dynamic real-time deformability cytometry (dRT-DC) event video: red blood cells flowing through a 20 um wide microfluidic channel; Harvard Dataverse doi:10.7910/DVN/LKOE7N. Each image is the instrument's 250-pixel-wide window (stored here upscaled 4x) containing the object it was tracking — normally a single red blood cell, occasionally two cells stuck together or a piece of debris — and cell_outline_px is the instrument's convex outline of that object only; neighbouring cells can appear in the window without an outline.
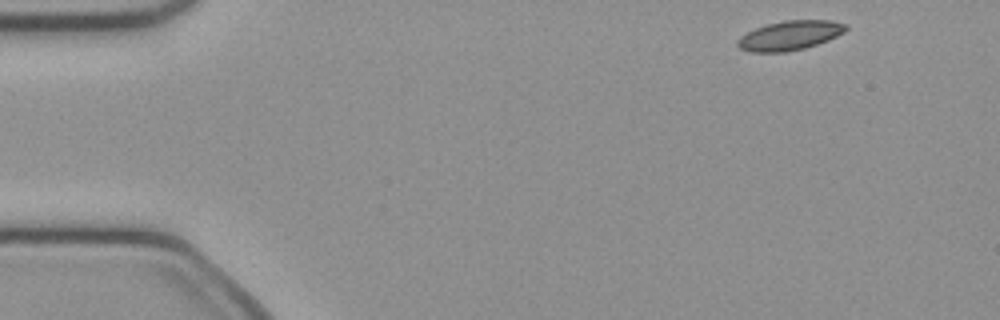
{"species": "common noctule bat (a hibernating species)", "species_latin": "Nyctalus noctula", "temperature_condition": "cold", "stored_images_in_passage": 46, "camera_frame_rate_fps": 3000, "um_per_image_px": 0.085, "animal": {"sex": "female", "body_mass_g": 21.9}, "frame": {"image": 1, "passage_image": 1, "time_ms": 0.0, "image_size_px": [1000, 320], "cell_outline_px": [[848, 28], [844, 32], [828, 40], [804, 48], [784, 52], [748, 52], [740, 48], [736, 44], [736, 40], [740, 36], [756, 28], [768, 24], [784, 20], [828, 20], [848, 24]], "centroid_in_image_um": [67.12, 3.01], "position_along_channel_um": 17.9, "area_um2": 18.5}}
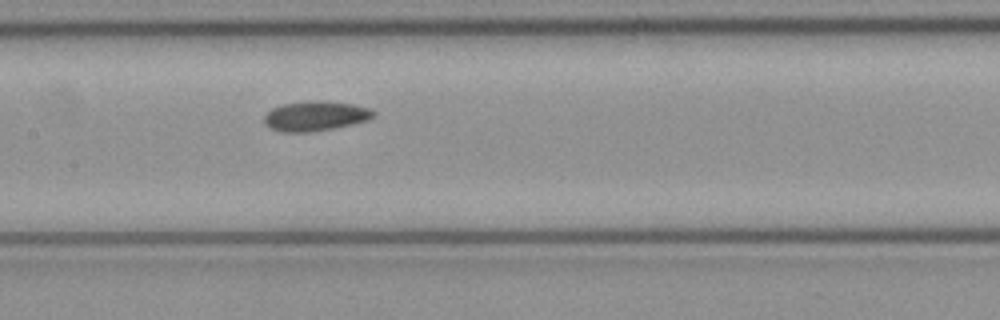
{"frame": {"image": 2, "passage_image": 20, "time_ms": 6.333, "image_size_px": [1000, 320], "cell_outline_px": [[376, 116], [368, 120], [352, 124], [312, 132], [280, 132], [268, 128], [264, 124], [264, 116], [272, 108], [284, 104], [316, 100], [324, 100], [352, 104], [372, 108], [376, 112]], "centroid_in_image_um": [26.82, 9.86], "position_along_channel_um": 180.6, "area_um2": 19.19}}
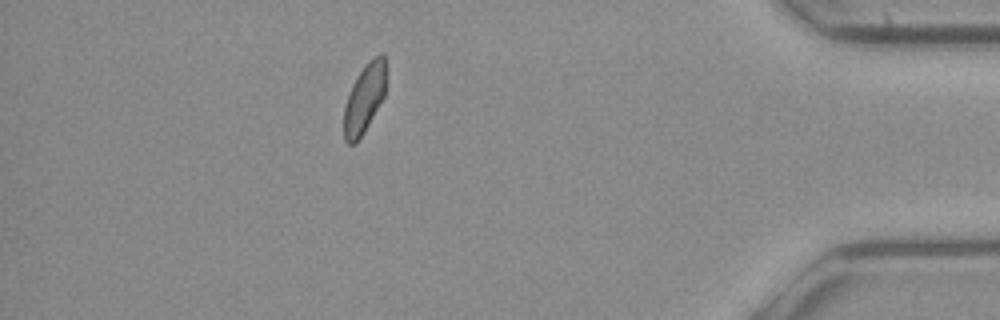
{"frame": {"image": 3, "passage_image": 40, "time_ms": 13.0, "image_size_px": [1000, 320], "cell_outline_px": [[384, 96], [364, 132], [356, 144], [348, 144], [344, 140], [344, 108], [352, 84], [356, 76], [372, 56], [380, 52], [384, 52]], "centroid_in_image_um": [30.95, 8.37], "position_along_channel_um": 404.3, "area_um2": 16.76}, "authors_computed_cell_mechanics": {"area_um2": 18.3804, "velocity_mm_per_s": 4.0835, "shape_relaxation_time_tau1_ms": null, "shape_relaxation_time_tau2_ms": 4.8405, "deformation_change_tau1": null, "deformation_change_tau2": 0.0863}}